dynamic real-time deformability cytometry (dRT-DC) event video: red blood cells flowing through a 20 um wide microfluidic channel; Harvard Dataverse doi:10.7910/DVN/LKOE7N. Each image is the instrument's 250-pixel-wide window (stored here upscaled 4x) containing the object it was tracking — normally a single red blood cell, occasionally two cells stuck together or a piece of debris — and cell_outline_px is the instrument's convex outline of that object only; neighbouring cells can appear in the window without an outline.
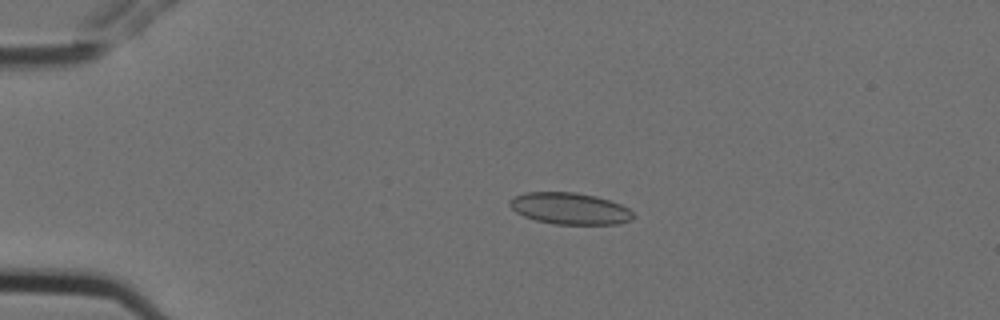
{"species": "Egyptian fruit bat (a non-hibernating species)", "species_latin": "Rousettus aegyptiacus", "temperature_condition": "cold", "stored_images_in_passage": 9, "camera_frame_rate_fps": 3000, "um_per_image_px": 0.085, "animal": {"sex": "female"}, "frame": {"image": 1, "passage_image": 3, "time_ms": 0.667, "image_size_px": [1000, 320], "cell_outline_px": [[632, 220], [620, 224], [556, 224], [536, 220], [524, 216], [516, 212], [508, 204], [508, 200], [524, 192], [576, 192], [596, 196], [620, 204], [628, 208], [632, 212]], "centroid_in_image_um": [48.42, 17.72], "position_along_channel_um": 36.6, "area_um2": 22.72}}
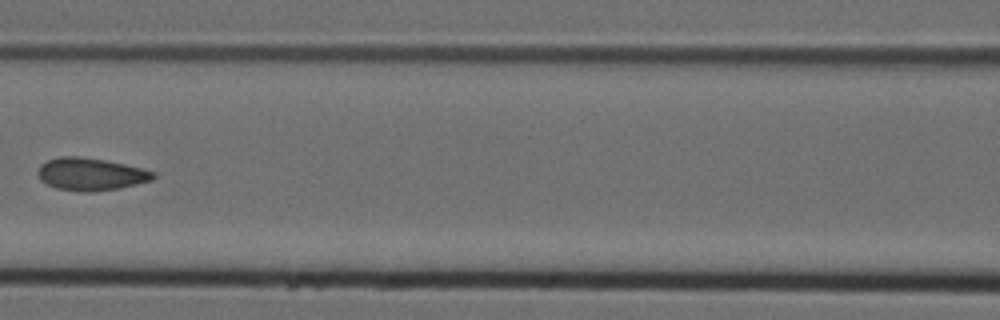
{"frame": {"image": 2, "passage_image": 7, "time_ms": 2.0, "image_size_px": [1000, 320], "cell_outline_px": [[156, 176], [152, 180], [120, 188], [92, 192], [80, 192], [56, 188], [40, 180], [36, 172], [40, 164], [48, 160], [60, 156], [80, 156], [104, 160], [124, 164], [156, 172]], "centroid_in_image_um": [7.69, 14.81], "position_along_channel_um": 158.9, "area_um2": 21.96}}
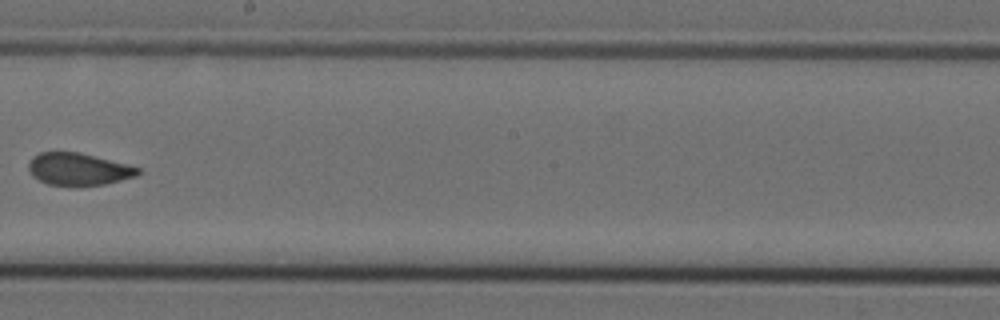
{"frame": {"image": 3, "passage_image": 9, "time_ms": 2.667, "image_size_px": [1000, 320], "cell_outline_px": [[140, 172], [136, 176], [104, 184], [76, 188], [48, 184], [32, 176], [28, 168], [28, 164], [32, 156], [40, 152], [80, 152], [128, 164], [140, 168]], "centroid_in_image_um": [6.65, 14.4], "position_along_channel_um": 241.5, "area_um2": 21.04}}